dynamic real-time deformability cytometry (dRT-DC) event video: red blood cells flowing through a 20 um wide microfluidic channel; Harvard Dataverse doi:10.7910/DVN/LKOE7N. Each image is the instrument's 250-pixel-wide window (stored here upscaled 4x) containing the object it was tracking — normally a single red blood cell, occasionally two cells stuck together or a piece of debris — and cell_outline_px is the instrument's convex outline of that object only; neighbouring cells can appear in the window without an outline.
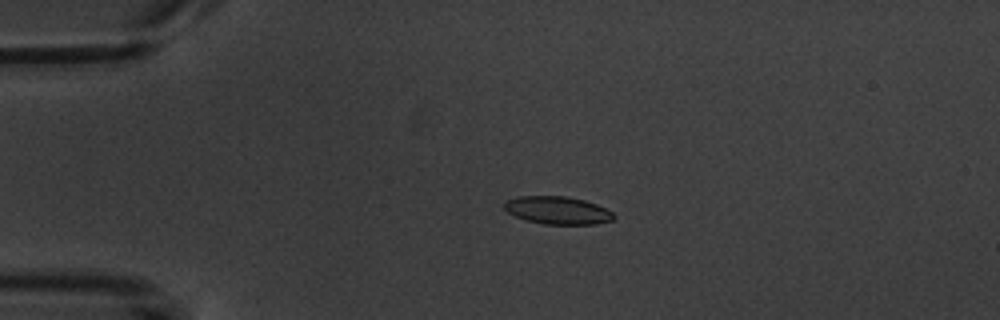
{"species": "common noctule bat (a hibernating species)", "species_latin": "Nyctalus noctula", "temperature_condition": "warm", "stored_images_in_passage": 3, "camera_frame_rate_fps": 3000, "um_per_image_px": 0.085, "animal": {"sex": "male", "body_mass_g": 20.1, "forearm_length_mm": 53.5}, "frame": {"image": 1, "passage_image": 2, "time_ms": 1.333, "image_size_px": [1000, 320], "cell_outline_px": [[616, 216], [612, 220], [596, 224], [544, 224], [528, 220], [516, 216], [508, 212], [504, 208], [504, 204], [508, 200], [520, 196], [564, 196], [584, 200], [596, 204], [612, 212]], "centroid_in_image_um": [47.42, 17.88], "position_along_channel_um": 37.6, "area_um2": 17.46}}